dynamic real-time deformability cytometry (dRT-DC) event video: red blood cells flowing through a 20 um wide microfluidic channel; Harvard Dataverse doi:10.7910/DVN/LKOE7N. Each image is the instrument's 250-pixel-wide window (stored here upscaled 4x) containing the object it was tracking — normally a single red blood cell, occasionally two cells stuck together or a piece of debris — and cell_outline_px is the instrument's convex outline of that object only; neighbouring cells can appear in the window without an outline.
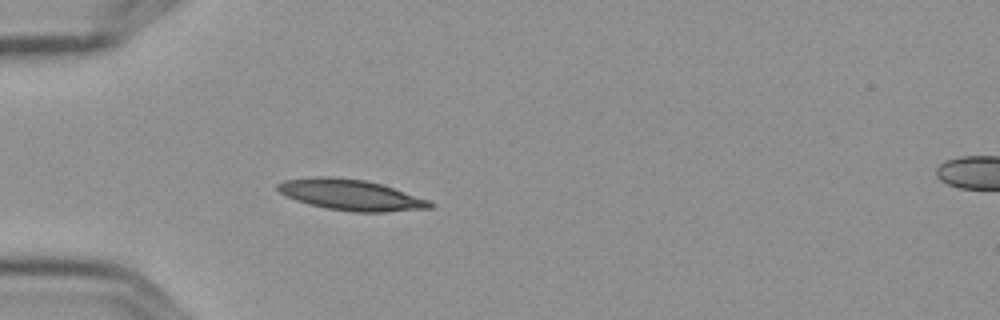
{"species": "Egyptian fruit bat (a non-hibernating species)", "species_latin": "Rousettus aegyptiacus", "temperature_condition": "cold", "stored_images_in_passage": 2, "segment_of_instrument_passage": [1, 2], "camera_frame_rate_fps": 3000, "um_per_image_px": 0.085, "frame": {"image": 1, "passage_image": 1, "time_ms": 0.0, "image_size_px": [1000, 320], "cell_outline_px": [[436, 204], [432, 208], [384, 212], [352, 212], [324, 208], [296, 200], [284, 196], [276, 188], [276, 184], [284, 180], [320, 176], [336, 176], [364, 180], [380, 184], [428, 200]], "centroid_in_image_um": [29.78, 16.57], "position_along_channel_um": 55.2, "area_um2": 27.34}}